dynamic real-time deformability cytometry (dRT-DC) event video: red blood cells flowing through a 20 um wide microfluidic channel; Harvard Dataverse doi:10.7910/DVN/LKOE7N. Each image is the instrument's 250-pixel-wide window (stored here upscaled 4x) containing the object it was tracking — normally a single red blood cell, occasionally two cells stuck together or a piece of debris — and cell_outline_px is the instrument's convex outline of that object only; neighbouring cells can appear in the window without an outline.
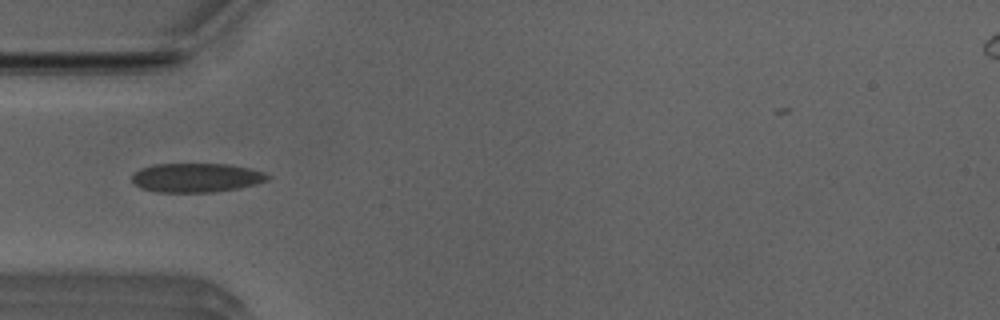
{"species": "Egyptian fruit bat (a non-hibernating species)", "species_latin": "Rousettus aegyptiacus", "temperature_condition": "room temperature", "stored_images_in_passage": 7, "camera_frame_rate_fps": 3000, "um_per_image_px": 0.085, "animal": {"sex": "male"}, "frame": {"image": 1, "passage_image": 2, "time_ms": 0.333, "image_size_px": [1000, 320], "cell_outline_px": [[272, 176], [268, 180], [256, 184], [240, 188], [212, 192], [156, 192], [140, 188], [132, 180], [132, 176], [140, 168], [152, 164], [228, 164], [248, 168], [264, 172]], "centroid_in_image_um": [16.7, 15.1], "position_along_channel_um": 68.3, "area_um2": 23.06}}